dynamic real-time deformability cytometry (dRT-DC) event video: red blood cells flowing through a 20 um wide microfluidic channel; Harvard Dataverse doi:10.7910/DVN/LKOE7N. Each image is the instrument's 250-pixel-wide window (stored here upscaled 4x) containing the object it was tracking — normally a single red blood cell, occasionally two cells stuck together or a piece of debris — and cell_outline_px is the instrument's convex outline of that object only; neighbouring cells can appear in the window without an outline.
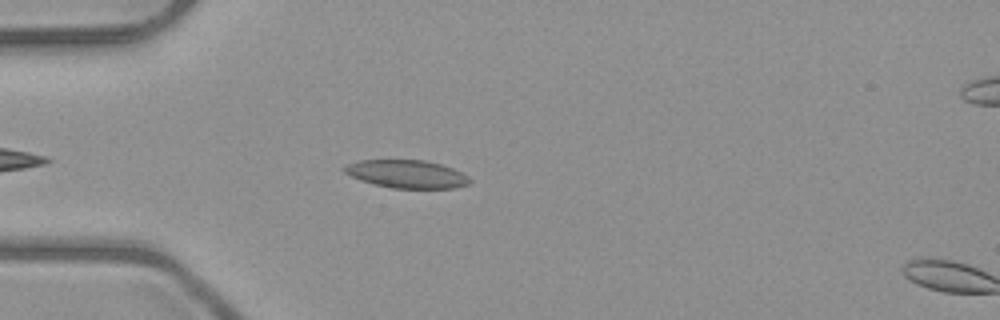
{"species": "common noctule bat (a hibernating species)", "species_latin": "Nyctalus noctula", "temperature_condition": "room temperature", "stored_images_in_passage": 8, "camera_frame_rate_fps": 3000, "um_per_image_px": 0.085, "animal": {"sex": "male", "body_mass_g": 23.1, "forearm_length_mm": 52.7}, "frame": {"image": 1, "passage_image": 6, "time_ms": 1.667, "image_size_px": [1000, 320], "cell_outline_px": [[472, 180], [468, 184], [456, 188], [392, 188], [360, 180], [344, 172], [340, 168], [344, 164], [360, 160], [424, 160], [440, 164], [452, 168], [468, 176]], "centroid_in_image_um": [34.54, 14.79], "position_along_channel_um": 50.5, "area_um2": 20.46}}